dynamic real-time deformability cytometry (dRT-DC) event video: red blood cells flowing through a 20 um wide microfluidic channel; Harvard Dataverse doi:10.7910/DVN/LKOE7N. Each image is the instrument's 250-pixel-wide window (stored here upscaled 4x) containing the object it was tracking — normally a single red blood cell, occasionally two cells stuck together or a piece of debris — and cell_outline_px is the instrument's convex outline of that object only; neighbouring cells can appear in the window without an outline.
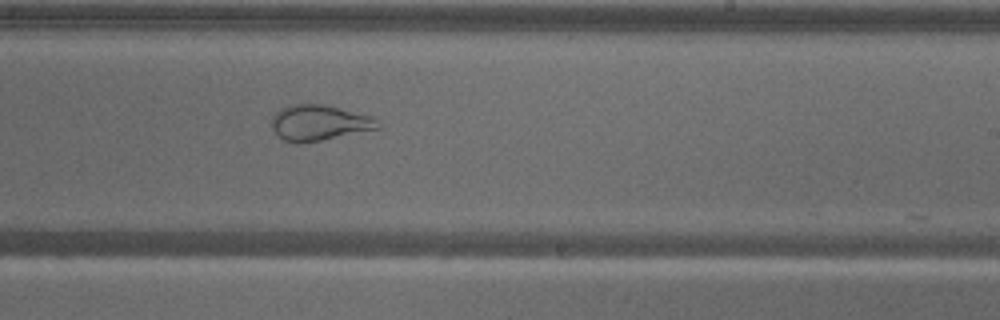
{"species": "common noctule bat (a hibernating species)", "species_latin": "Nyctalus noctula", "temperature_condition": "warm", "stored_images_in_passage": 21, "camera_frame_rate_fps": 3000, "um_per_image_px": 0.085, "animal": {"sex": "male", "body_mass_g": 18.8}, "frame": {"image": 1, "passage_image": 20, "time_ms": 6.333, "image_size_px": [1000, 320], "cell_outline_px": [[380, 128], [300, 144], [284, 140], [272, 128], [272, 116], [280, 108], [292, 104], [324, 104], [372, 116], [380, 124]], "centroid_in_image_um": [27.11, 10.42], "position_along_channel_um": 261.9, "area_um2": 21.85}}